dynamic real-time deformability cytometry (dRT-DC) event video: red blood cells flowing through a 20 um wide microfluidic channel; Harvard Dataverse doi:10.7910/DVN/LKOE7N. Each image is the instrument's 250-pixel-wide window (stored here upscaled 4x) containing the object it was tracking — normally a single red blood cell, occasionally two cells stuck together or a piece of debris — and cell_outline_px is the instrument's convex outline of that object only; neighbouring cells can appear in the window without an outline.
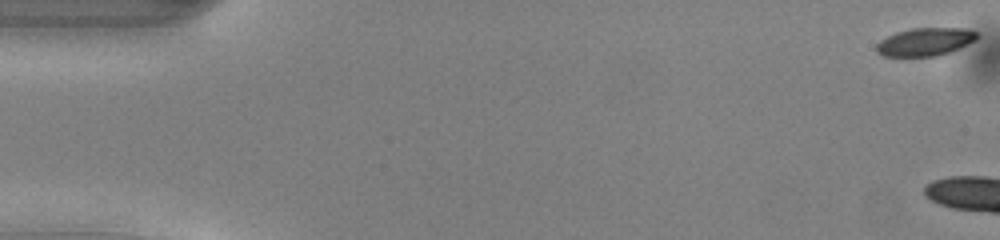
{"species": "common noctule bat (a hibernating species)", "species_latin": "Nyctalus noctula", "temperature_condition": "warm", "stored_images_in_passage": 8, "camera_frame_rate_fps": 3000, "um_per_image_px": 0.085, "animal": {"sex": "male", "body_mass_g": 13.0, "forearm_length_mm": 53.1}, "frame": {"image": 1, "passage_image": 1, "time_ms": 0.0, "image_size_px": [1000, 240], "cell_outline_px": [[980, 36], [976, 40], [968, 44], [948, 52], [936, 56], [884, 56], [876, 52], [876, 44], [880, 40], [896, 32], [912, 28], [968, 28], [980, 32]], "centroid_in_image_um": [78.68, 3.54], "position_along_channel_um": 6.3, "area_um2": 16.53}}